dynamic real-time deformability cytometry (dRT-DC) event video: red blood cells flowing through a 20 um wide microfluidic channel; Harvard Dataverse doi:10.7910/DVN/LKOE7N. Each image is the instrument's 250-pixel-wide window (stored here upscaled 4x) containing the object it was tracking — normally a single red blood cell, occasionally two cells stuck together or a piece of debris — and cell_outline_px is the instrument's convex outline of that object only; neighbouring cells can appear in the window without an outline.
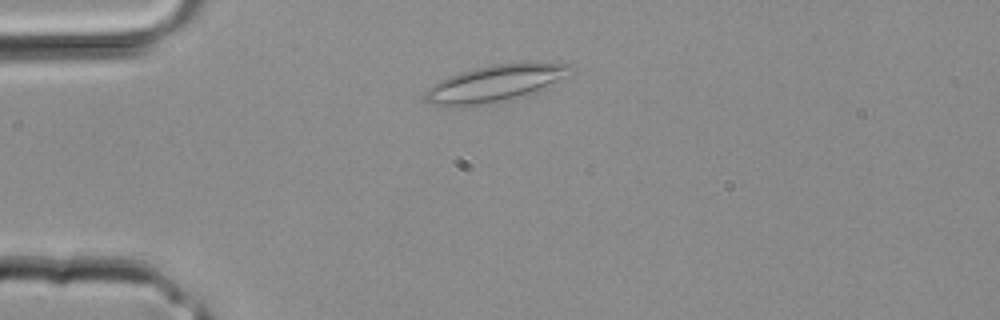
{"species": "common noctule bat (a hibernating species)", "species_latin": "Nyctalus noctula", "temperature_condition": "room temperature", "stored_images_in_passage": 2, "camera_frame_rate_fps": 3000, "um_per_image_px": 0.085, "animal": {"sex": "male", "body_mass_g": 20.4}, "frame": {"image": 1, "passage_image": 2, "time_ms": 0.333, "image_size_px": [1000, 320], "cell_outline_px": [[576, 68], [528, 92], [500, 100], [484, 104], [464, 108], [448, 108], [432, 104], [424, 96], [424, 92], [432, 84], [448, 76], [460, 72], [492, 64], [572, 64]], "centroid_in_image_um": [41.8, 7.12], "position_along_channel_um": 43.2, "area_um2": 29.42}}